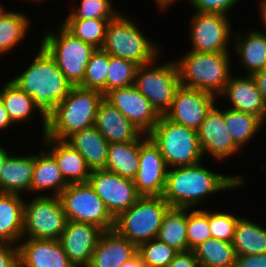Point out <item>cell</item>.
<instances>
[{
	"instance_id": "cell-40",
	"label": "cell",
	"mask_w": 266,
	"mask_h": 267,
	"mask_svg": "<svg viewBox=\"0 0 266 267\" xmlns=\"http://www.w3.org/2000/svg\"><path fill=\"white\" fill-rule=\"evenodd\" d=\"M212 238L209 224V211L195 209L187 213V240L189 250Z\"/></svg>"
},
{
	"instance_id": "cell-50",
	"label": "cell",
	"mask_w": 266,
	"mask_h": 267,
	"mask_svg": "<svg viewBox=\"0 0 266 267\" xmlns=\"http://www.w3.org/2000/svg\"><path fill=\"white\" fill-rule=\"evenodd\" d=\"M157 5L160 7L159 9H162L165 11L166 8L169 7V5H172V3L176 2V0H155Z\"/></svg>"
},
{
	"instance_id": "cell-37",
	"label": "cell",
	"mask_w": 266,
	"mask_h": 267,
	"mask_svg": "<svg viewBox=\"0 0 266 267\" xmlns=\"http://www.w3.org/2000/svg\"><path fill=\"white\" fill-rule=\"evenodd\" d=\"M108 66L109 54L102 48L96 49L86 66L84 79L79 86L100 91L105 96Z\"/></svg>"
},
{
	"instance_id": "cell-18",
	"label": "cell",
	"mask_w": 266,
	"mask_h": 267,
	"mask_svg": "<svg viewBox=\"0 0 266 267\" xmlns=\"http://www.w3.org/2000/svg\"><path fill=\"white\" fill-rule=\"evenodd\" d=\"M227 130L224 111L214 105L197 130L203 157L208 152L216 160H224L240 150Z\"/></svg>"
},
{
	"instance_id": "cell-52",
	"label": "cell",
	"mask_w": 266,
	"mask_h": 267,
	"mask_svg": "<svg viewBox=\"0 0 266 267\" xmlns=\"http://www.w3.org/2000/svg\"><path fill=\"white\" fill-rule=\"evenodd\" d=\"M9 154L10 153L7 152V150L4 147L0 146V172H1L4 160Z\"/></svg>"
},
{
	"instance_id": "cell-22",
	"label": "cell",
	"mask_w": 266,
	"mask_h": 267,
	"mask_svg": "<svg viewBox=\"0 0 266 267\" xmlns=\"http://www.w3.org/2000/svg\"><path fill=\"white\" fill-rule=\"evenodd\" d=\"M137 253V246L114 229L104 231L88 267H119Z\"/></svg>"
},
{
	"instance_id": "cell-11",
	"label": "cell",
	"mask_w": 266,
	"mask_h": 267,
	"mask_svg": "<svg viewBox=\"0 0 266 267\" xmlns=\"http://www.w3.org/2000/svg\"><path fill=\"white\" fill-rule=\"evenodd\" d=\"M24 203L23 238L59 240L67 217L59 196H35Z\"/></svg>"
},
{
	"instance_id": "cell-14",
	"label": "cell",
	"mask_w": 266,
	"mask_h": 267,
	"mask_svg": "<svg viewBox=\"0 0 266 267\" xmlns=\"http://www.w3.org/2000/svg\"><path fill=\"white\" fill-rule=\"evenodd\" d=\"M144 137V138H143ZM168 167L158 146L148 135L140 137L139 168L134 184L140 196H162Z\"/></svg>"
},
{
	"instance_id": "cell-20",
	"label": "cell",
	"mask_w": 266,
	"mask_h": 267,
	"mask_svg": "<svg viewBox=\"0 0 266 267\" xmlns=\"http://www.w3.org/2000/svg\"><path fill=\"white\" fill-rule=\"evenodd\" d=\"M225 95L231 101L230 109L253 114L265 122L266 100L258 90L252 75L230 77L220 96Z\"/></svg>"
},
{
	"instance_id": "cell-21",
	"label": "cell",
	"mask_w": 266,
	"mask_h": 267,
	"mask_svg": "<svg viewBox=\"0 0 266 267\" xmlns=\"http://www.w3.org/2000/svg\"><path fill=\"white\" fill-rule=\"evenodd\" d=\"M94 126L110 143L138 140L143 133L105 98L100 102Z\"/></svg>"
},
{
	"instance_id": "cell-23",
	"label": "cell",
	"mask_w": 266,
	"mask_h": 267,
	"mask_svg": "<svg viewBox=\"0 0 266 267\" xmlns=\"http://www.w3.org/2000/svg\"><path fill=\"white\" fill-rule=\"evenodd\" d=\"M48 152L55 158L64 180L70 183H86L91 174L84 157L65 140L44 137ZM51 149V150H50Z\"/></svg>"
},
{
	"instance_id": "cell-24",
	"label": "cell",
	"mask_w": 266,
	"mask_h": 267,
	"mask_svg": "<svg viewBox=\"0 0 266 267\" xmlns=\"http://www.w3.org/2000/svg\"><path fill=\"white\" fill-rule=\"evenodd\" d=\"M35 167V155L26 157L9 154L0 172V193L21 195L25 190L30 192Z\"/></svg>"
},
{
	"instance_id": "cell-39",
	"label": "cell",
	"mask_w": 266,
	"mask_h": 267,
	"mask_svg": "<svg viewBox=\"0 0 266 267\" xmlns=\"http://www.w3.org/2000/svg\"><path fill=\"white\" fill-rule=\"evenodd\" d=\"M137 252L145 267H166L178 253L157 238L141 243L137 247Z\"/></svg>"
},
{
	"instance_id": "cell-45",
	"label": "cell",
	"mask_w": 266,
	"mask_h": 267,
	"mask_svg": "<svg viewBox=\"0 0 266 267\" xmlns=\"http://www.w3.org/2000/svg\"><path fill=\"white\" fill-rule=\"evenodd\" d=\"M234 267H266V253L257 255H236Z\"/></svg>"
},
{
	"instance_id": "cell-6",
	"label": "cell",
	"mask_w": 266,
	"mask_h": 267,
	"mask_svg": "<svg viewBox=\"0 0 266 267\" xmlns=\"http://www.w3.org/2000/svg\"><path fill=\"white\" fill-rule=\"evenodd\" d=\"M170 208L162 196H141L115 218L113 229L138 247L157 237L163 218Z\"/></svg>"
},
{
	"instance_id": "cell-46",
	"label": "cell",
	"mask_w": 266,
	"mask_h": 267,
	"mask_svg": "<svg viewBox=\"0 0 266 267\" xmlns=\"http://www.w3.org/2000/svg\"><path fill=\"white\" fill-rule=\"evenodd\" d=\"M166 267H200L193 250L178 252Z\"/></svg>"
},
{
	"instance_id": "cell-1",
	"label": "cell",
	"mask_w": 266,
	"mask_h": 267,
	"mask_svg": "<svg viewBox=\"0 0 266 267\" xmlns=\"http://www.w3.org/2000/svg\"><path fill=\"white\" fill-rule=\"evenodd\" d=\"M201 163L167 170L162 197L172 208L191 210L207 195L244 185V178L214 173Z\"/></svg>"
},
{
	"instance_id": "cell-51",
	"label": "cell",
	"mask_w": 266,
	"mask_h": 267,
	"mask_svg": "<svg viewBox=\"0 0 266 267\" xmlns=\"http://www.w3.org/2000/svg\"><path fill=\"white\" fill-rule=\"evenodd\" d=\"M260 9H261V20H263V23H264V25H265V27H266V0H262L261 2H260Z\"/></svg>"
},
{
	"instance_id": "cell-44",
	"label": "cell",
	"mask_w": 266,
	"mask_h": 267,
	"mask_svg": "<svg viewBox=\"0 0 266 267\" xmlns=\"http://www.w3.org/2000/svg\"><path fill=\"white\" fill-rule=\"evenodd\" d=\"M0 267H20L17 244L0 243Z\"/></svg>"
},
{
	"instance_id": "cell-48",
	"label": "cell",
	"mask_w": 266,
	"mask_h": 267,
	"mask_svg": "<svg viewBox=\"0 0 266 267\" xmlns=\"http://www.w3.org/2000/svg\"><path fill=\"white\" fill-rule=\"evenodd\" d=\"M11 124L13 123L8 115V112L6 111L4 104L0 100V129H6Z\"/></svg>"
},
{
	"instance_id": "cell-15",
	"label": "cell",
	"mask_w": 266,
	"mask_h": 267,
	"mask_svg": "<svg viewBox=\"0 0 266 267\" xmlns=\"http://www.w3.org/2000/svg\"><path fill=\"white\" fill-rule=\"evenodd\" d=\"M217 97L209 92L180 86L165 117L190 129L198 130Z\"/></svg>"
},
{
	"instance_id": "cell-10",
	"label": "cell",
	"mask_w": 266,
	"mask_h": 267,
	"mask_svg": "<svg viewBox=\"0 0 266 267\" xmlns=\"http://www.w3.org/2000/svg\"><path fill=\"white\" fill-rule=\"evenodd\" d=\"M59 198L69 221L91 223L104 231L114 228L115 218L88 182L68 184Z\"/></svg>"
},
{
	"instance_id": "cell-32",
	"label": "cell",
	"mask_w": 266,
	"mask_h": 267,
	"mask_svg": "<svg viewBox=\"0 0 266 267\" xmlns=\"http://www.w3.org/2000/svg\"><path fill=\"white\" fill-rule=\"evenodd\" d=\"M193 252L200 267H234L236 253L232 242L210 238Z\"/></svg>"
},
{
	"instance_id": "cell-3",
	"label": "cell",
	"mask_w": 266,
	"mask_h": 267,
	"mask_svg": "<svg viewBox=\"0 0 266 267\" xmlns=\"http://www.w3.org/2000/svg\"><path fill=\"white\" fill-rule=\"evenodd\" d=\"M103 98L100 91L73 86L47 117L43 137L66 140L75 132L94 126L98 106Z\"/></svg>"
},
{
	"instance_id": "cell-12",
	"label": "cell",
	"mask_w": 266,
	"mask_h": 267,
	"mask_svg": "<svg viewBox=\"0 0 266 267\" xmlns=\"http://www.w3.org/2000/svg\"><path fill=\"white\" fill-rule=\"evenodd\" d=\"M87 182L114 218L129 209L141 197L133 179L105 169L92 170Z\"/></svg>"
},
{
	"instance_id": "cell-19",
	"label": "cell",
	"mask_w": 266,
	"mask_h": 267,
	"mask_svg": "<svg viewBox=\"0 0 266 267\" xmlns=\"http://www.w3.org/2000/svg\"><path fill=\"white\" fill-rule=\"evenodd\" d=\"M18 248L20 267H75L60 240L28 238Z\"/></svg>"
},
{
	"instance_id": "cell-7",
	"label": "cell",
	"mask_w": 266,
	"mask_h": 267,
	"mask_svg": "<svg viewBox=\"0 0 266 267\" xmlns=\"http://www.w3.org/2000/svg\"><path fill=\"white\" fill-rule=\"evenodd\" d=\"M127 16L119 13L109 21L102 47L108 54L145 65L157 61L158 45L153 44Z\"/></svg>"
},
{
	"instance_id": "cell-17",
	"label": "cell",
	"mask_w": 266,
	"mask_h": 267,
	"mask_svg": "<svg viewBox=\"0 0 266 267\" xmlns=\"http://www.w3.org/2000/svg\"><path fill=\"white\" fill-rule=\"evenodd\" d=\"M103 229L83 222L67 221L60 243L75 267H88Z\"/></svg>"
},
{
	"instance_id": "cell-26",
	"label": "cell",
	"mask_w": 266,
	"mask_h": 267,
	"mask_svg": "<svg viewBox=\"0 0 266 267\" xmlns=\"http://www.w3.org/2000/svg\"><path fill=\"white\" fill-rule=\"evenodd\" d=\"M24 203L21 195L0 193V243L22 241Z\"/></svg>"
},
{
	"instance_id": "cell-9",
	"label": "cell",
	"mask_w": 266,
	"mask_h": 267,
	"mask_svg": "<svg viewBox=\"0 0 266 267\" xmlns=\"http://www.w3.org/2000/svg\"><path fill=\"white\" fill-rule=\"evenodd\" d=\"M154 62L140 65L136 70L134 86L164 115L170 108L177 89L181 86L175 61L154 66ZM152 65V67H150Z\"/></svg>"
},
{
	"instance_id": "cell-29",
	"label": "cell",
	"mask_w": 266,
	"mask_h": 267,
	"mask_svg": "<svg viewBox=\"0 0 266 267\" xmlns=\"http://www.w3.org/2000/svg\"><path fill=\"white\" fill-rule=\"evenodd\" d=\"M140 138L133 142L110 143L105 170L134 179L139 168Z\"/></svg>"
},
{
	"instance_id": "cell-27",
	"label": "cell",
	"mask_w": 266,
	"mask_h": 267,
	"mask_svg": "<svg viewBox=\"0 0 266 267\" xmlns=\"http://www.w3.org/2000/svg\"><path fill=\"white\" fill-rule=\"evenodd\" d=\"M234 38L239 62L246 68L248 75L266 68V33L250 30L246 34H237Z\"/></svg>"
},
{
	"instance_id": "cell-36",
	"label": "cell",
	"mask_w": 266,
	"mask_h": 267,
	"mask_svg": "<svg viewBox=\"0 0 266 267\" xmlns=\"http://www.w3.org/2000/svg\"><path fill=\"white\" fill-rule=\"evenodd\" d=\"M111 20H65L62 24L75 37L100 49L105 42L106 28Z\"/></svg>"
},
{
	"instance_id": "cell-43",
	"label": "cell",
	"mask_w": 266,
	"mask_h": 267,
	"mask_svg": "<svg viewBox=\"0 0 266 267\" xmlns=\"http://www.w3.org/2000/svg\"><path fill=\"white\" fill-rule=\"evenodd\" d=\"M196 12L200 13H220L228 16L233 6L238 0H188ZM228 14V15H227Z\"/></svg>"
},
{
	"instance_id": "cell-49",
	"label": "cell",
	"mask_w": 266,
	"mask_h": 267,
	"mask_svg": "<svg viewBox=\"0 0 266 267\" xmlns=\"http://www.w3.org/2000/svg\"><path fill=\"white\" fill-rule=\"evenodd\" d=\"M119 267H145V265L142 263L140 255L137 253L133 258H131L129 261L124 262Z\"/></svg>"
},
{
	"instance_id": "cell-35",
	"label": "cell",
	"mask_w": 266,
	"mask_h": 267,
	"mask_svg": "<svg viewBox=\"0 0 266 267\" xmlns=\"http://www.w3.org/2000/svg\"><path fill=\"white\" fill-rule=\"evenodd\" d=\"M224 120L228 129L227 131L240 149L256 136V133L264 123L259 117L253 114L230 108L224 110Z\"/></svg>"
},
{
	"instance_id": "cell-28",
	"label": "cell",
	"mask_w": 266,
	"mask_h": 267,
	"mask_svg": "<svg viewBox=\"0 0 266 267\" xmlns=\"http://www.w3.org/2000/svg\"><path fill=\"white\" fill-rule=\"evenodd\" d=\"M67 186L55 158L48 151L37 153L30 191L33 193L55 189L53 196H59Z\"/></svg>"
},
{
	"instance_id": "cell-33",
	"label": "cell",
	"mask_w": 266,
	"mask_h": 267,
	"mask_svg": "<svg viewBox=\"0 0 266 267\" xmlns=\"http://www.w3.org/2000/svg\"><path fill=\"white\" fill-rule=\"evenodd\" d=\"M29 24L25 14L7 11L0 4V55L8 53L23 41Z\"/></svg>"
},
{
	"instance_id": "cell-47",
	"label": "cell",
	"mask_w": 266,
	"mask_h": 267,
	"mask_svg": "<svg viewBox=\"0 0 266 267\" xmlns=\"http://www.w3.org/2000/svg\"><path fill=\"white\" fill-rule=\"evenodd\" d=\"M252 76L256 81L258 90L266 100V68L254 73Z\"/></svg>"
},
{
	"instance_id": "cell-2",
	"label": "cell",
	"mask_w": 266,
	"mask_h": 267,
	"mask_svg": "<svg viewBox=\"0 0 266 267\" xmlns=\"http://www.w3.org/2000/svg\"><path fill=\"white\" fill-rule=\"evenodd\" d=\"M31 65L11 81L29 94L42 117L43 136L47 128V117L54 111L73 87L58 68L55 60L42 47Z\"/></svg>"
},
{
	"instance_id": "cell-16",
	"label": "cell",
	"mask_w": 266,
	"mask_h": 267,
	"mask_svg": "<svg viewBox=\"0 0 266 267\" xmlns=\"http://www.w3.org/2000/svg\"><path fill=\"white\" fill-rule=\"evenodd\" d=\"M104 98L145 135L153 130L160 118L150 101L134 85L111 90Z\"/></svg>"
},
{
	"instance_id": "cell-5",
	"label": "cell",
	"mask_w": 266,
	"mask_h": 267,
	"mask_svg": "<svg viewBox=\"0 0 266 267\" xmlns=\"http://www.w3.org/2000/svg\"><path fill=\"white\" fill-rule=\"evenodd\" d=\"M148 136L158 146L168 169L195 165L203 158L197 131L172 122L164 115H160Z\"/></svg>"
},
{
	"instance_id": "cell-31",
	"label": "cell",
	"mask_w": 266,
	"mask_h": 267,
	"mask_svg": "<svg viewBox=\"0 0 266 267\" xmlns=\"http://www.w3.org/2000/svg\"><path fill=\"white\" fill-rule=\"evenodd\" d=\"M187 210L189 208L171 207L165 214L156 237L178 252L189 251L187 240Z\"/></svg>"
},
{
	"instance_id": "cell-25",
	"label": "cell",
	"mask_w": 266,
	"mask_h": 267,
	"mask_svg": "<svg viewBox=\"0 0 266 267\" xmlns=\"http://www.w3.org/2000/svg\"><path fill=\"white\" fill-rule=\"evenodd\" d=\"M65 141L84 157L91 171L105 169L109 142L95 126L75 132Z\"/></svg>"
},
{
	"instance_id": "cell-38",
	"label": "cell",
	"mask_w": 266,
	"mask_h": 267,
	"mask_svg": "<svg viewBox=\"0 0 266 267\" xmlns=\"http://www.w3.org/2000/svg\"><path fill=\"white\" fill-rule=\"evenodd\" d=\"M138 64L133 61L109 54V66L106 77V94L117 88L134 85Z\"/></svg>"
},
{
	"instance_id": "cell-13",
	"label": "cell",
	"mask_w": 266,
	"mask_h": 267,
	"mask_svg": "<svg viewBox=\"0 0 266 267\" xmlns=\"http://www.w3.org/2000/svg\"><path fill=\"white\" fill-rule=\"evenodd\" d=\"M229 17L220 13L195 12L191 18V51L204 53L229 52L231 37Z\"/></svg>"
},
{
	"instance_id": "cell-8",
	"label": "cell",
	"mask_w": 266,
	"mask_h": 267,
	"mask_svg": "<svg viewBox=\"0 0 266 267\" xmlns=\"http://www.w3.org/2000/svg\"><path fill=\"white\" fill-rule=\"evenodd\" d=\"M57 33H46L41 46L55 60L72 86H79L84 79L86 66L97 48L75 37L63 25L59 26Z\"/></svg>"
},
{
	"instance_id": "cell-30",
	"label": "cell",
	"mask_w": 266,
	"mask_h": 267,
	"mask_svg": "<svg viewBox=\"0 0 266 267\" xmlns=\"http://www.w3.org/2000/svg\"><path fill=\"white\" fill-rule=\"evenodd\" d=\"M236 255H257L266 253V229L251 219L239 218L233 238Z\"/></svg>"
},
{
	"instance_id": "cell-41",
	"label": "cell",
	"mask_w": 266,
	"mask_h": 267,
	"mask_svg": "<svg viewBox=\"0 0 266 267\" xmlns=\"http://www.w3.org/2000/svg\"><path fill=\"white\" fill-rule=\"evenodd\" d=\"M112 7L111 0H81L78 9L72 10L65 20H113L120 12Z\"/></svg>"
},
{
	"instance_id": "cell-42",
	"label": "cell",
	"mask_w": 266,
	"mask_h": 267,
	"mask_svg": "<svg viewBox=\"0 0 266 267\" xmlns=\"http://www.w3.org/2000/svg\"><path fill=\"white\" fill-rule=\"evenodd\" d=\"M239 216L225 212H210L209 224L212 238L232 242Z\"/></svg>"
},
{
	"instance_id": "cell-4",
	"label": "cell",
	"mask_w": 266,
	"mask_h": 267,
	"mask_svg": "<svg viewBox=\"0 0 266 267\" xmlns=\"http://www.w3.org/2000/svg\"><path fill=\"white\" fill-rule=\"evenodd\" d=\"M230 53H204L189 51L176 59L181 86L209 92L219 96L232 75Z\"/></svg>"
},
{
	"instance_id": "cell-34",
	"label": "cell",
	"mask_w": 266,
	"mask_h": 267,
	"mask_svg": "<svg viewBox=\"0 0 266 267\" xmlns=\"http://www.w3.org/2000/svg\"><path fill=\"white\" fill-rule=\"evenodd\" d=\"M0 100L14 124L23 123V120H31L34 109H38L34 104L33 98L20 90L11 80L2 86Z\"/></svg>"
}]
</instances>
